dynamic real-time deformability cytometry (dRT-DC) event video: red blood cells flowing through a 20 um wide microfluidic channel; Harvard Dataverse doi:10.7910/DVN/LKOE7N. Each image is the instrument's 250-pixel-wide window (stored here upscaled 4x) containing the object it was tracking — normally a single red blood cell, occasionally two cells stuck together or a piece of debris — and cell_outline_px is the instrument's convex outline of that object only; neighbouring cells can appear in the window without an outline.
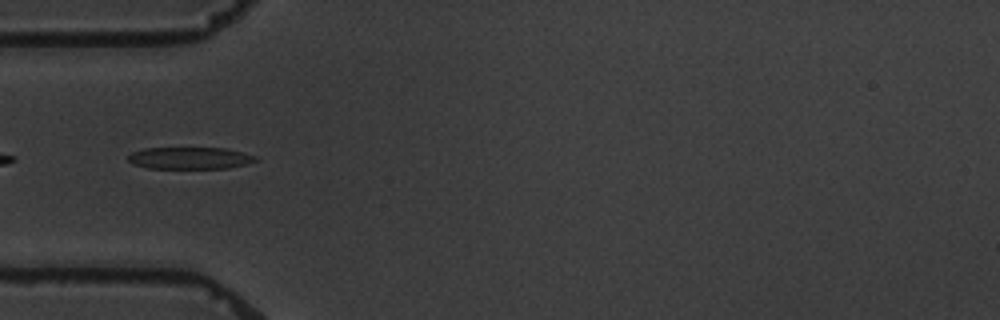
{"species": "common noctule bat (a hibernating species)", "species_latin": "Nyctalus noctula", "temperature_condition": "warm", "stored_images_in_passage": 5, "camera_frame_rate_fps": 3000, "um_per_image_px": 0.085, "animal": {"sex": "male", "body_mass_g": 19.5, "forearm_length_mm": 54.6}, "frame": {"image": 1, "passage_image": 3, "time_ms": 2.333, "image_size_px": [1000, 320], "cell_outline_px": [[260, 160], [248, 164], [228, 168], [148, 168], [132, 164], [128, 160], [128, 156], [132, 152], [144, 148], [224, 148], [256, 156]], "centroid_in_image_um": [16.15, 13.44], "position_along_channel_um": 68.9, "area_um2": 16.3}}
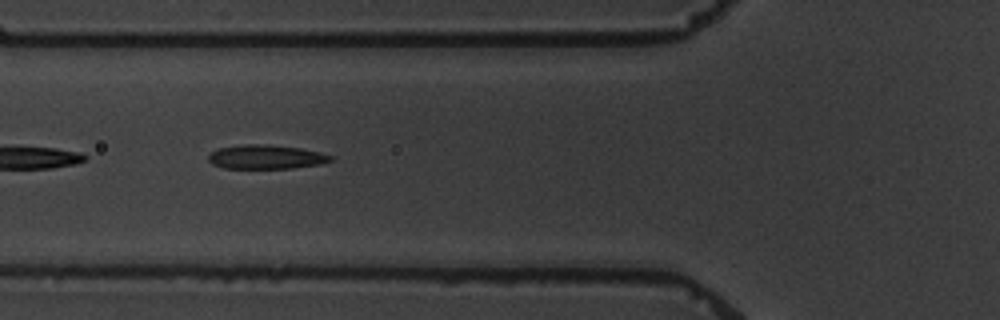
{"frame": {"image": 2, "passage_image": 4, "time_ms": 3.333, "image_size_px": [1000, 320], "cell_outline_px": [[332, 160], [320, 164], [292, 168], [224, 168], [212, 164], [208, 160], [208, 152], [216, 148], [244, 144], [268, 144], [300, 148], [320, 152], [332, 156]], "centroid_in_image_um": [22.55, 13.33], "position_along_channel_um": 103.2, "area_um2": 17.28}}